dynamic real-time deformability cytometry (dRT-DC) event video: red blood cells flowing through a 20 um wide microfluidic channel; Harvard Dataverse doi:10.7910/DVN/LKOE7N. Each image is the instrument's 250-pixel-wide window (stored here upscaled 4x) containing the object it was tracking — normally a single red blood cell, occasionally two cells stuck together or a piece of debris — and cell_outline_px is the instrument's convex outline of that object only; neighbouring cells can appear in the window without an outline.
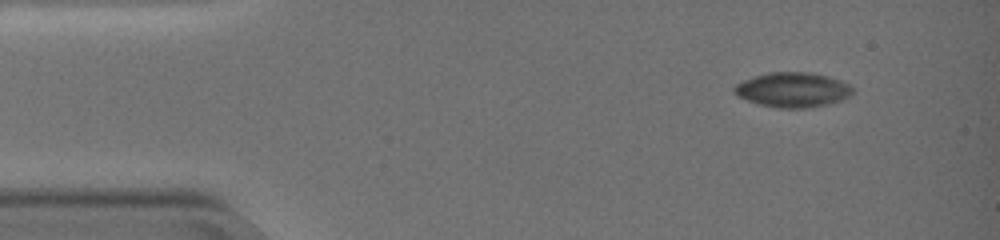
{"species": "common noctule bat (a hibernating species)", "species_latin": "Nyctalus noctula", "temperature_condition": "warm", "stored_images_in_passage": 8, "camera_frame_rate_fps": 3000, "um_per_image_px": 0.085, "animal": {"sex": "female", "body_mass_g": 19.0, "forearm_length_mm": 51.5}, "frame": {"image": 1, "passage_image": 1, "time_ms": 0.0, "image_size_px": [1000, 240], "cell_outline_px": [[852, 92], [848, 96], [840, 100], [828, 104], [804, 108], [776, 108], [760, 104], [736, 96], [732, 92], [732, 88], [736, 84], [744, 80], [768, 72], [812, 72], [828, 76], [840, 80], [848, 84], [852, 88]], "centroid_in_image_um": [67.34, 7.63], "position_along_channel_um": 17.7, "area_um2": 23.93}}
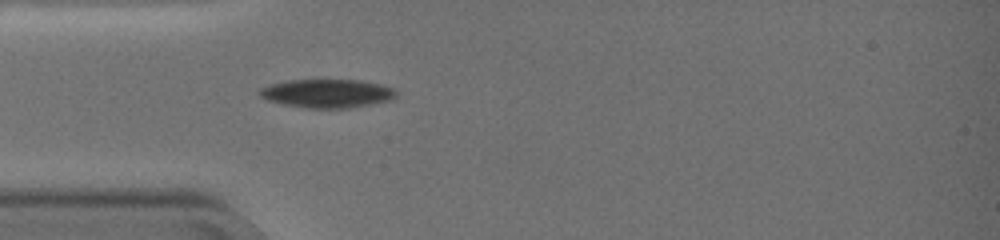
{"frame": {"image": 2, "passage_image": 6, "time_ms": 1.667, "image_size_px": [1000, 240], "cell_outline_px": [[396, 96], [392, 100], [372, 104], [348, 108], [304, 108], [284, 104], [268, 100], [260, 96], [256, 92], [260, 88], [268, 84], [288, 80], [360, 80], [380, 84], [396, 88]], "centroid_in_image_um": [27.8, 7.94], "position_along_channel_um": 57.2, "area_um2": 22.95}}